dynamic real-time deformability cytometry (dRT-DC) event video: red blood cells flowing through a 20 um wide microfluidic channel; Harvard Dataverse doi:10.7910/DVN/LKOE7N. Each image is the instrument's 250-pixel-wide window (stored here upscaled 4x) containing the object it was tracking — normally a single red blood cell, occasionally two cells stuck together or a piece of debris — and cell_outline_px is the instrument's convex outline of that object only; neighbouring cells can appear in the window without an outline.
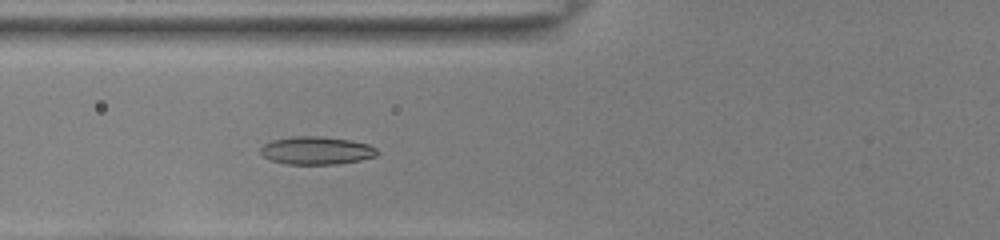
{"species": "common noctule bat (a hibernating species)", "species_latin": "Nyctalus noctula", "temperature_condition": "room temperature", "stored_images_in_passage": 45, "camera_frame_rate_fps": 3000, "um_per_image_px": 0.085, "animal": {"sex": "female", "body_mass_g": 22.0, "forearm_length_mm": 56.7}, "frame": {"image": 1, "passage_image": 14, "time_ms": 4.333, "image_size_px": [1000, 240], "cell_outline_px": [[380, 152], [376, 156], [360, 160], [340, 164], [284, 164], [268, 160], [260, 156], [260, 148], [264, 144], [272, 140], [292, 136], [320, 136], [352, 140], [368, 144], [376, 148]], "centroid_in_image_um": [26.87, 12.8], "position_along_channel_um": 98.9, "area_um2": 19.36}}
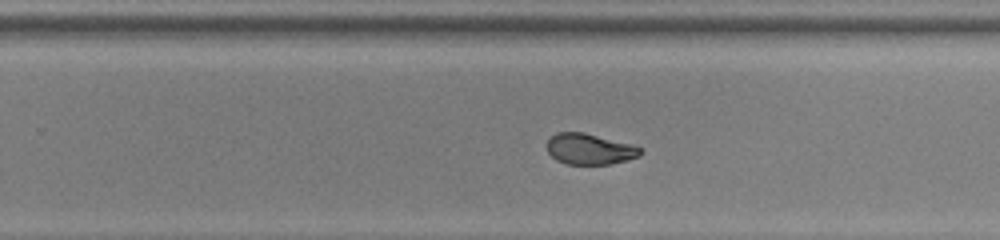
{"frame": {"image": 2, "passage_image": 28, "time_ms": 9.0, "image_size_px": [1000, 240], "cell_outline_px": [[644, 152], [640, 156], [608, 164], [564, 164], [556, 160], [548, 152], [548, 140], [556, 132], [584, 132], [632, 144], [640, 148]], "centroid_in_image_um": [50.12, 12.66], "position_along_channel_um": 279.7, "area_um2": 16.76}}
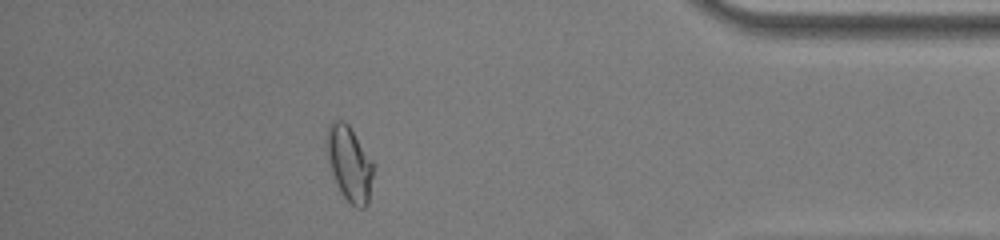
{"frame": {"image": 3, "passage_image": 40, "time_ms": 13.0, "image_size_px": [1000, 240], "cell_outline_px": [[372, 176], [368, 204], [364, 208], [356, 208], [340, 192], [336, 184], [324, 148], [324, 140], [328, 124], [332, 120], [344, 120], [348, 124], [372, 160]], "centroid_in_image_um": [29.64, 13.86], "position_along_channel_um": 405.6, "area_um2": 20.52}, "authors_computed_cell_mechanics": {"area_um2": 18.3804, "velocity_mm_per_s": 3.8758, "shape_relaxation_time_tau1_ms": null, "shape_relaxation_time_tau2_ms": 1.1833, "deformation_change_tau1": null, "deformation_change_tau2": 0.0557}}